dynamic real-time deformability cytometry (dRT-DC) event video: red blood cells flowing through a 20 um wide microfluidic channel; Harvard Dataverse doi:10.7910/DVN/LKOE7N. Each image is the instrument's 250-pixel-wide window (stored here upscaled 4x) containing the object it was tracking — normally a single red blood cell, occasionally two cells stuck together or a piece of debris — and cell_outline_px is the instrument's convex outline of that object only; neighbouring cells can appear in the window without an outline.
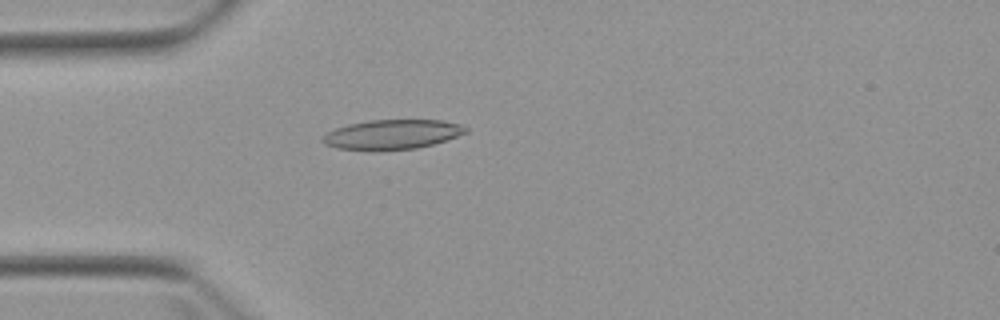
{"species": "Egyptian fruit bat (a non-hibernating species)", "species_latin": "Rousettus aegyptiacus", "temperature_condition": "warm", "stored_images_in_passage": 4, "camera_frame_rate_fps": 3000, "um_per_image_px": 0.085, "animal": {"sex": "female"}, "frame": {"image": 1, "passage_image": 4, "time_ms": 3.333, "image_size_px": [1000, 320], "cell_outline_px": [[468, 132], [432, 144], [416, 148], [376, 152], [372, 152], [336, 148], [324, 144], [320, 140], [320, 136], [336, 128], [348, 124], [368, 120], [440, 120], [460, 124], [468, 128]], "centroid_in_image_um": [33.25, 11.45], "position_along_channel_um": 51.8, "area_um2": 25.14}}